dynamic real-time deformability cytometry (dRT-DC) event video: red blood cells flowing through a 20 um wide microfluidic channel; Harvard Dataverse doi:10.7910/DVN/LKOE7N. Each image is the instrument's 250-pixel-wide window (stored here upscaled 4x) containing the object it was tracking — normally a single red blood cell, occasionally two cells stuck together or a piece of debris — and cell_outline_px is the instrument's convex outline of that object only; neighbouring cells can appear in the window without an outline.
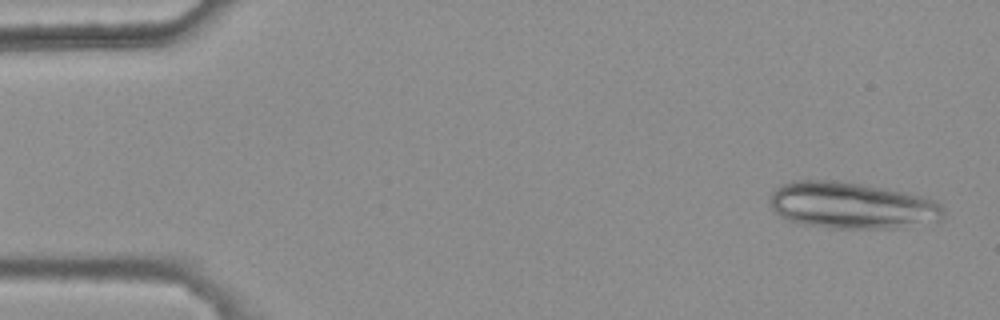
{"species": "common noctule bat (a hibernating species)", "species_latin": "Nyctalus noctula", "temperature_condition": "warm", "stored_images_in_passage": 8, "segment_of_instrument_passage": [1, 2], "camera_frame_rate_fps": 3000, "um_per_image_px": 0.085, "animal": {"sex": "female", "body_mass_g": 25.1}, "frame": {"image": 1, "passage_image": 1, "time_ms": 0.0, "image_size_px": [1000, 320], "cell_outline_px": [[944, 216], [940, 220], [896, 228], [828, 228], [800, 224], [784, 220], [772, 208], [768, 200], [768, 196], [776, 188], [784, 184], [796, 180], [828, 180], [860, 184], [884, 188], [920, 196], [932, 200], [940, 204], [944, 208]], "centroid_in_image_um": [72.33, 17.47], "position_along_channel_um": 12.7, "area_um2": 47.05}}